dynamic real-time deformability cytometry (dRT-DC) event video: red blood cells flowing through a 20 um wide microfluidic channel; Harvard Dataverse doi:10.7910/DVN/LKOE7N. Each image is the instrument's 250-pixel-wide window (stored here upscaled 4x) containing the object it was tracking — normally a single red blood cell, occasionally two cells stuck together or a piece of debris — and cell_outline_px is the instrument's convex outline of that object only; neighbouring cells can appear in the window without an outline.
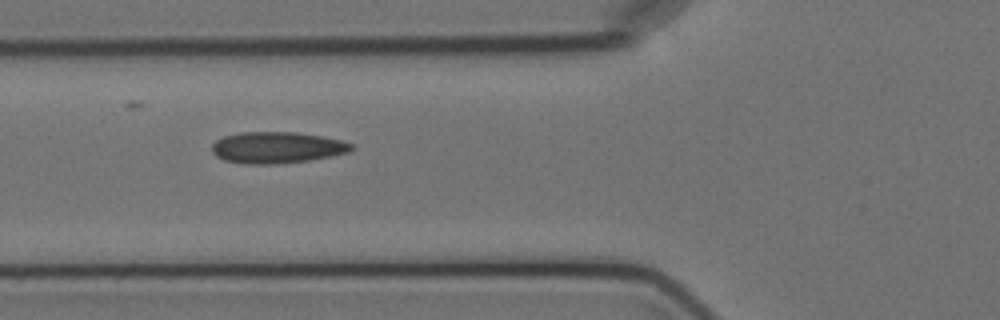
{"species": "Egyptian fruit bat (a non-hibernating species)", "species_latin": "Rousettus aegyptiacus", "temperature_condition": "cold", "stored_images_in_passage": 3, "camera_frame_rate_fps": 3000, "um_per_image_px": 0.085, "animal": {"sex": "female"}, "frame": {"image": 1, "passage_image": 2, "time_ms": 1.0, "image_size_px": [1000, 320], "cell_outline_px": [[356, 148], [348, 152], [332, 156], [308, 160], [276, 164], [244, 164], [224, 160], [216, 156], [212, 152], [212, 144], [216, 140], [224, 136], [240, 132], [296, 132], [320, 136], [340, 140], [352, 144]], "centroid_in_image_um": [23.52, 12.54], "position_along_channel_um": 102.3, "area_um2": 25.55}}
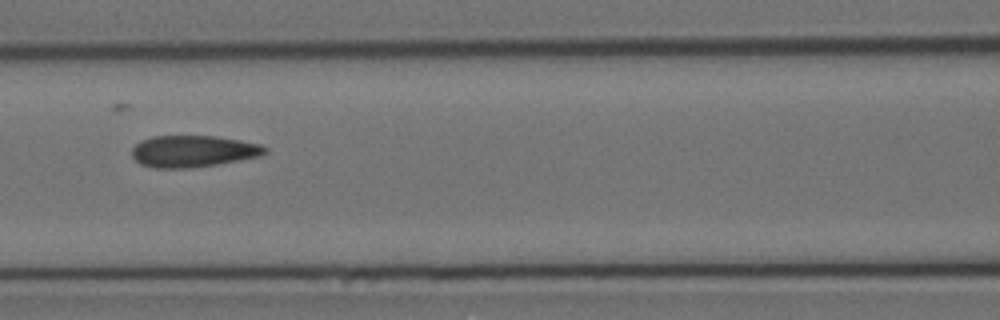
{"frame": {"image": 2, "passage_image": 3, "time_ms": 2.333, "image_size_px": [1000, 320], "cell_outline_px": [[268, 152], [260, 156], [216, 164], [188, 168], [156, 168], [140, 164], [132, 156], [132, 148], [140, 140], [152, 136], [216, 136], [240, 140], [260, 144], [268, 148]], "centroid_in_image_um": [16.41, 12.85], "position_along_channel_um": 150.2, "area_um2": 24.57}}